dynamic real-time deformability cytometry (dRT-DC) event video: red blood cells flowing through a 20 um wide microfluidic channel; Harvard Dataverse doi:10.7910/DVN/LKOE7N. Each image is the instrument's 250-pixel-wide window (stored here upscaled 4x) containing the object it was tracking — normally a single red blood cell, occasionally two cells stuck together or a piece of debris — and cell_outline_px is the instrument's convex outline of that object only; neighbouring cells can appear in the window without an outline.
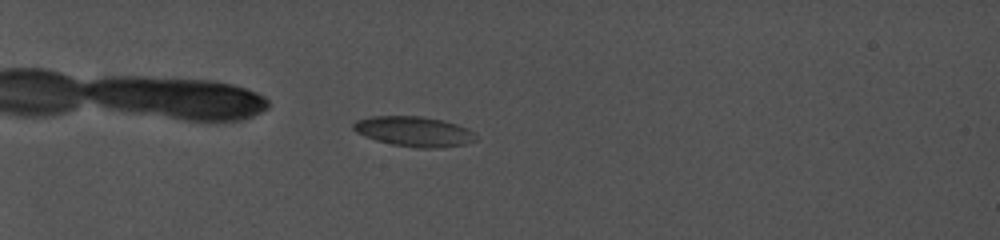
{"species": "common noctule bat (a hibernating species)", "species_latin": "Nyctalus noctula", "temperature_condition": "cold", "stored_images_in_passage": 12, "camera_frame_rate_fps": 5000, "um_per_image_px": 0.085, "animal": {"sex": "female", "body_mass_g": 19.0, "forearm_length_mm": 56.7}, "frame": {"image": 1, "passage_image": 3, "time_ms": 2.4, "image_size_px": [1000, 240], "cell_outline_px": [[480, 136], [476, 140], [464, 144], [424, 148], [392, 144], [376, 140], [356, 132], [352, 128], [352, 124], [356, 120], [372, 116], [420, 116], [444, 120], [468, 128], [476, 132]], "centroid_in_image_um": [35.22, 11.15], "position_along_channel_um": 49.8, "area_um2": 21.33}}
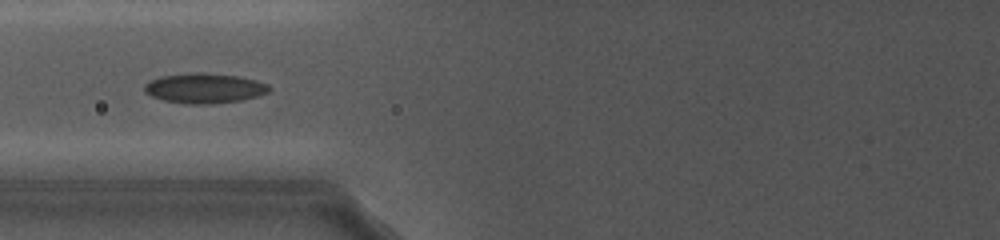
{"frame": {"image": 2, "passage_image": 9, "time_ms": 6.2, "image_size_px": [1000, 240], "cell_outline_px": [[272, 88], [268, 92], [256, 96], [240, 100], [208, 104], [184, 104], [164, 100], [152, 96], [144, 92], [144, 84], [160, 76], [188, 72], [204, 72], [236, 76], [256, 80], [268, 84]], "centroid_in_image_um": [17.35, 7.49], "position_along_channel_um": 108.4, "area_um2": 21.85}}
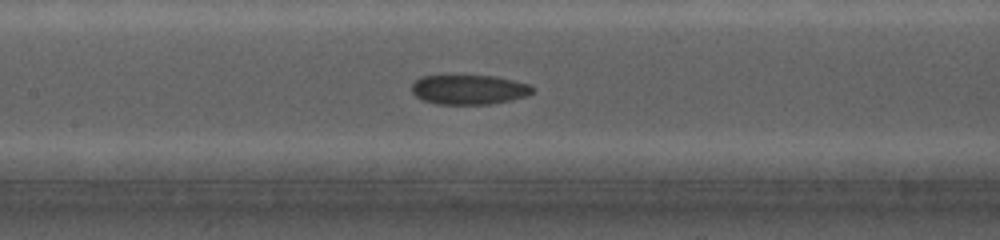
{"frame": {"image": 3, "passage_image": 12, "time_ms": 7.8, "image_size_px": [1000, 240], "cell_outline_px": [[532, 92], [524, 96], [508, 100], [488, 104], [436, 104], [424, 100], [416, 96], [412, 92], [412, 84], [420, 76], [496, 76], [528, 84], [532, 88]], "centroid_in_image_um": [39.81, 7.61], "position_along_channel_um": 167.6, "area_um2": 20.46}}